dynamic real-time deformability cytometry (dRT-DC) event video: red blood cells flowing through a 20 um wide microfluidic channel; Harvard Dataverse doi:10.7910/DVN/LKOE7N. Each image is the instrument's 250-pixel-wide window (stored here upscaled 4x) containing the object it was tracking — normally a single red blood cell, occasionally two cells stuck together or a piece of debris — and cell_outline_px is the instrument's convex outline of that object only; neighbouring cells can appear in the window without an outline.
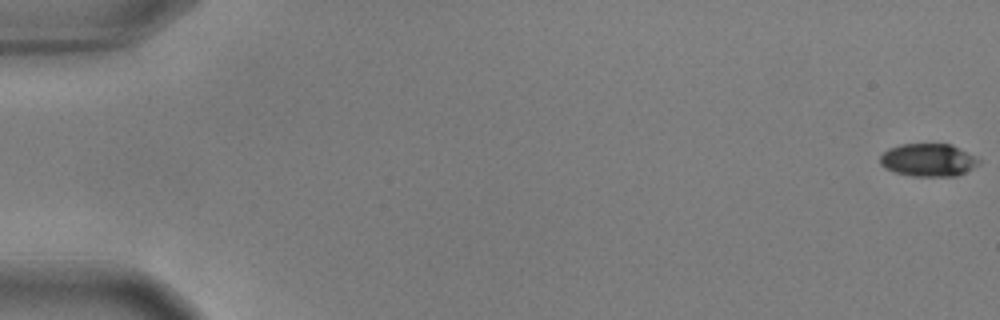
{"species": "common noctule bat (a hibernating species)", "species_latin": "Nyctalus noctula", "temperature_condition": "warm", "stored_images_in_passage": 57, "camera_frame_rate_fps": 3000, "um_per_image_px": 0.085, "animal": {"sex": "male", "body_mass_g": 17.9, "forearm_length_mm": 54.2}, "frame": {"image": 1, "passage_image": 1, "time_ms": 0.0, "image_size_px": [1000, 320], "cell_outline_px": [[980, 164], [956, 176], [912, 176], [896, 172], [884, 168], [880, 164], [880, 156], [888, 148], [900, 144], [952, 144], [976, 156], [980, 160]], "centroid_in_image_um": [78.9, 13.59], "position_along_channel_um": 6.1, "area_um2": 18.96}}
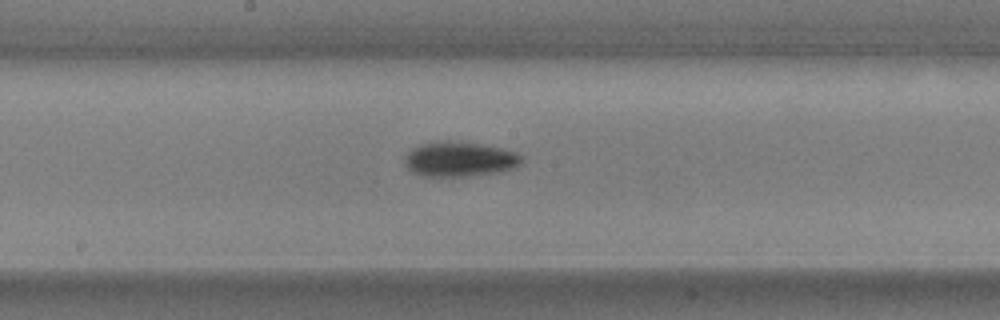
{"frame": {"image": 2, "passage_image": 31, "time_ms": 10.0, "image_size_px": [1000, 320], "cell_outline_px": [[524, 160], [520, 164], [512, 168], [496, 172], [472, 176], [420, 176], [412, 172], [404, 164], [408, 152], [412, 148], [420, 144], [440, 140], [448, 140], [480, 144], [504, 148], [516, 152]], "centroid_in_image_um": [39.05, 13.52], "position_along_channel_um": 209.2, "area_um2": 23.87}}
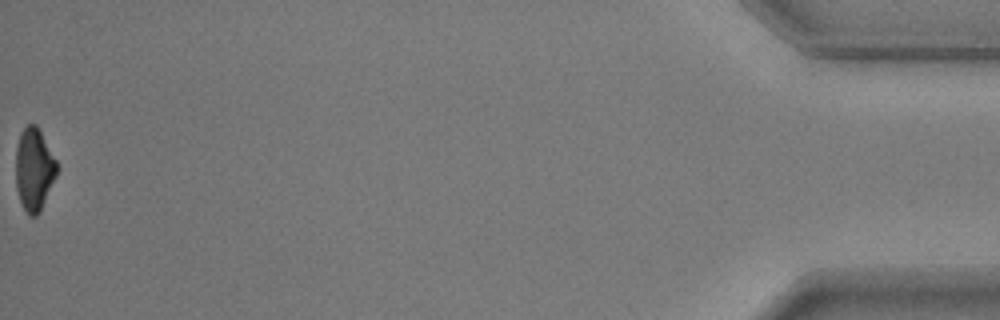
{"frame": {"image": 3, "passage_image": 57, "time_ms": 18.667, "image_size_px": [1000, 320], "cell_outline_px": [[60, 168], [40, 212], [36, 216], [28, 216], [20, 200], [16, 188], [16, 148], [20, 132], [28, 124], [36, 124], [56, 160]], "centroid_in_image_um": [2.91, 14.41], "position_along_channel_um": 432.3, "area_um2": 19.88}, "authors_computed_cell_mechanics": {"area_um2": 21.4438, "velocity_mm_per_s": 3.6549, "shape_relaxation_time_tau1_ms": 2.2242, "shape_relaxation_time_tau2_ms": null, "deformation_change_tau1": 0.1195, "deformation_change_tau2": null}}